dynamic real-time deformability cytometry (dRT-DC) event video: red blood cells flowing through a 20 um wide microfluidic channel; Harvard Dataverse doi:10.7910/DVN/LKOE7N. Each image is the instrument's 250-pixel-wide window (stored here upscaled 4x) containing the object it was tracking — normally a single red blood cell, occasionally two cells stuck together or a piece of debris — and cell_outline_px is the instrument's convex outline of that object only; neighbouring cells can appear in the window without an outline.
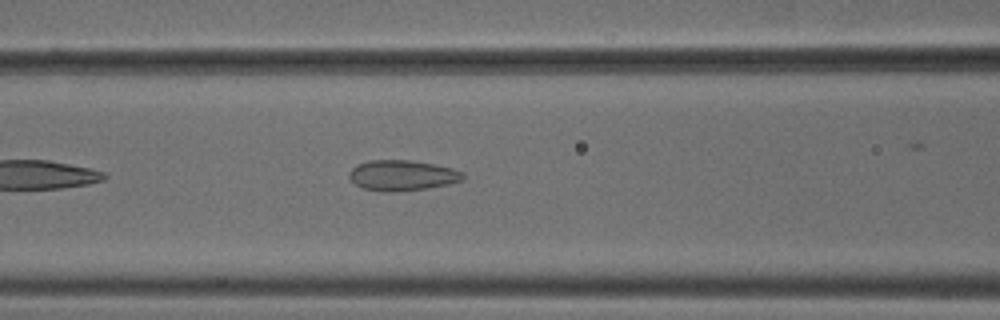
{"species": "common noctule bat (a hibernating species)", "species_latin": "Nyctalus noctula", "temperature_condition": "cold", "stored_images_in_passage": 31, "camera_frame_rate_fps": 3000, "um_per_image_px": 0.085, "animal": {"sex": "male", "body_mass_g": 18.8}, "frame": {"image": 1, "passage_image": 8, "time_ms": 2.333, "image_size_px": [1000, 320], "cell_outline_px": [[464, 180], [448, 184], [428, 188], [392, 192], [388, 192], [364, 188], [356, 184], [348, 176], [348, 172], [356, 164], [368, 160], [408, 160], [436, 164], [452, 168], [464, 172]], "centroid_in_image_um": [34.2, 14.9], "position_along_channel_um": 132.4, "area_um2": 20.29}}
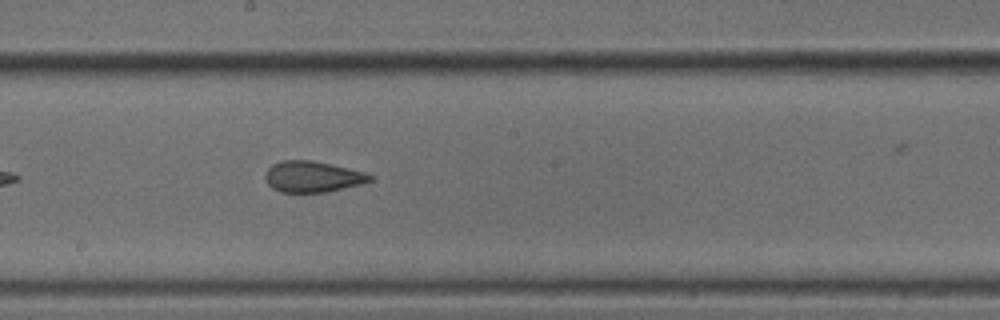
{"frame": {"image": 2, "passage_image": 15, "time_ms": 4.667, "image_size_px": [1000, 320], "cell_outline_px": [[372, 180], [360, 184], [324, 192], [280, 192], [272, 188], [268, 184], [264, 176], [264, 172], [272, 164], [280, 160], [312, 160], [348, 168], [364, 172], [372, 176]], "centroid_in_image_um": [26.5, 15.01], "position_along_channel_um": 221.7, "area_um2": 18.84}}
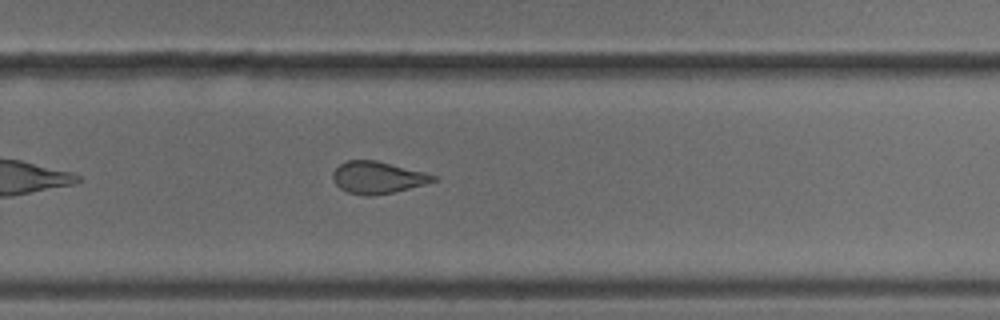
{"frame": {"image": 3, "passage_image": 21, "time_ms": 6.667, "image_size_px": [1000, 320], "cell_outline_px": [[436, 180], [424, 184], [392, 192], [372, 196], [364, 196], [348, 192], [340, 188], [332, 180], [332, 172], [340, 164], [348, 160], [376, 160], [424, 172], [436, 176]], "centroid_in_image_um": [32.04, 15.08], "position_along_channel_um": 297.8, "area_um2": 18.55}}